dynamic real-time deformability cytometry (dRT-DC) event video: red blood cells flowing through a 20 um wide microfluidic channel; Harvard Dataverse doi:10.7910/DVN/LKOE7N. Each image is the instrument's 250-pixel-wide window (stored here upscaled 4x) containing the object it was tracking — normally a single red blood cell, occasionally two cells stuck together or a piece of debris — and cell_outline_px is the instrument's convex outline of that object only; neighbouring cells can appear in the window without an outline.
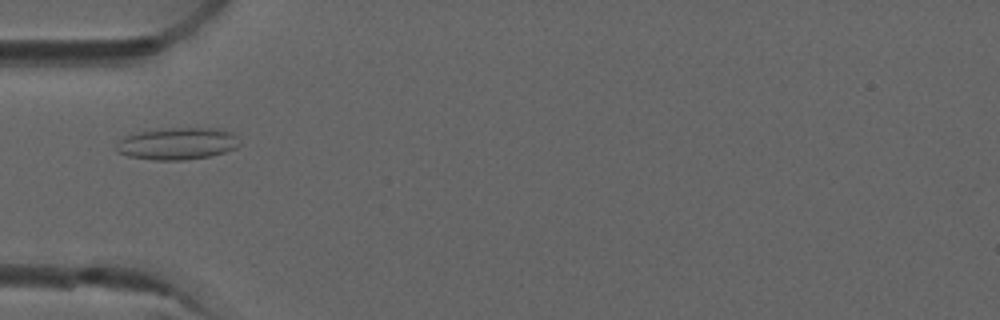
{"species": "common noctule bat (a hibernating species)", "species_latin": "Nyctalus noctula", "temperature_condition": "room temperature", "stored_images_in_passage": 1, "camera_frame_rate_fps": 3000, "um_per_image_px": 0.085, "animal": {"sex": "male", "forearm_length_mm": 52.5}, "frame": {"image": 1, "passage_image": 1, "time_ms": 0.0, "image_size_px": [1000, 320], "cell_outline_px": [[240, 144], [236, 148], [212, 156], [184, 160], [156, 160], [128, 156], [116, 152], [116, 148], [120, 140], [124, 136], [136, 132], [160, 128], [220, 128], [232, 132], [236, 136]], "centroid_in_image_um": [15.08, 12.2], "position_along_channel_um": 69.9, "area_um2": 23.24}}